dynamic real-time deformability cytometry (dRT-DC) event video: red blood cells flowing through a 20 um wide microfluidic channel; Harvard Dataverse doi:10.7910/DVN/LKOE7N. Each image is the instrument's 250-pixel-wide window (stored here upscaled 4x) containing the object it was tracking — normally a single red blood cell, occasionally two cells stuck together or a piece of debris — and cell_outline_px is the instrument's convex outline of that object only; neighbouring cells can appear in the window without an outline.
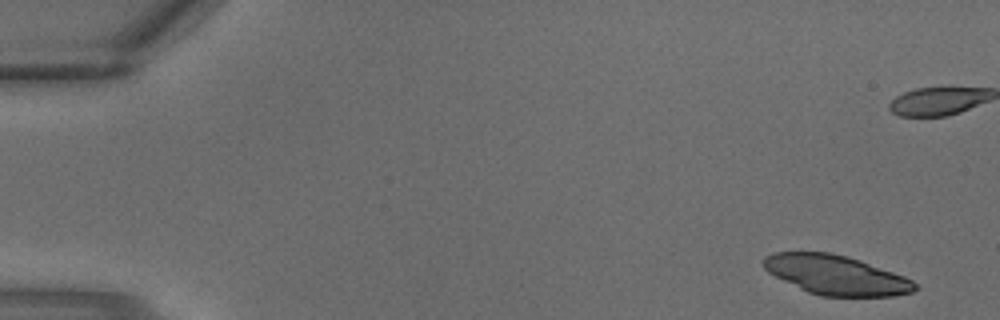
{"species": "common noctule bat (a hibernating species)", "species_latin": "Nyctalus noctula", "temperature_condition": "warm", "stored_images_in_passage": 2, "camera_frame_rate_fps": 3000, "um_per_image_px": 0.085, "animal": {"sex": "male", "body_mass_g": 18.8}, "frame": {"image": 1, "passage_image": 1, "time_ms": 0.0, "image_size_px": [1000, 320], "cell_outline_px": [[920, 288], [912, 292], [892, 296], [820, 296], [808, 292], [768, 272], [764, 268], [764, 256], [772, 252], [828, 252], [848, 256], [860, 260], [904, 276], [912, 280]], "centroid_in_image_um": [71.08, 23.37], "position_along_channel_um": 13.9, "area_um2": 34.62}}